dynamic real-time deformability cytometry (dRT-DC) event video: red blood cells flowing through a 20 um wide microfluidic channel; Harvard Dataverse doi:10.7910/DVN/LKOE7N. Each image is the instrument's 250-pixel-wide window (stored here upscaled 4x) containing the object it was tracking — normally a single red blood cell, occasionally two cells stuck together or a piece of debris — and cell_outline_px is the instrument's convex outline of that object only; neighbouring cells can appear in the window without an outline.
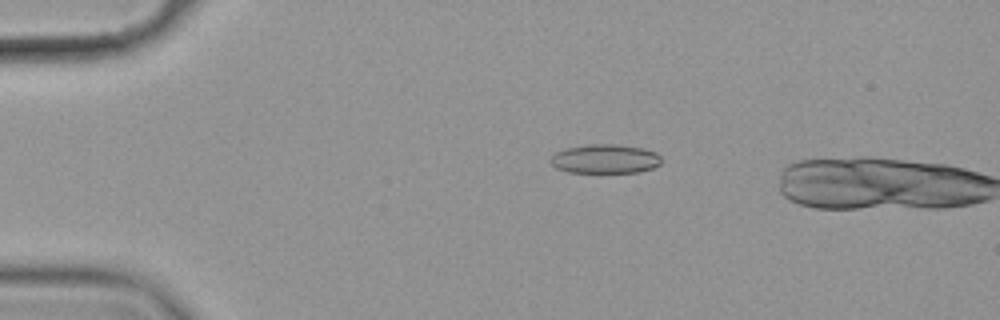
{"species": "common noctule bat (a hibernating species)", "species_latin": "Nyctalus noctula", "temperature_condition": "cold", "stored_images_in_passage": 4, "camera_frame_rate_fps": 3000, "um_per_image_px": 0.085, "animal": {"sex": "female", "body_mass_g": 19.9}, "frame": {"image": 1, "passage_image": 2, "time_ms": 0.333, "image_size_px": [1000, 320], "cell_outline_px": [[660, 164], [652, 168], [640, 172], [568, 172], [556, 168], [548, 160], [556, 152], [564, 148], [588, 144], [616, 144], [644, 148], [656, 152], [660, 156]], "centroid_in_image_um": [51.42, 13.49], "position_along_channel_um": 33.6, "area_um2": 18.9}}